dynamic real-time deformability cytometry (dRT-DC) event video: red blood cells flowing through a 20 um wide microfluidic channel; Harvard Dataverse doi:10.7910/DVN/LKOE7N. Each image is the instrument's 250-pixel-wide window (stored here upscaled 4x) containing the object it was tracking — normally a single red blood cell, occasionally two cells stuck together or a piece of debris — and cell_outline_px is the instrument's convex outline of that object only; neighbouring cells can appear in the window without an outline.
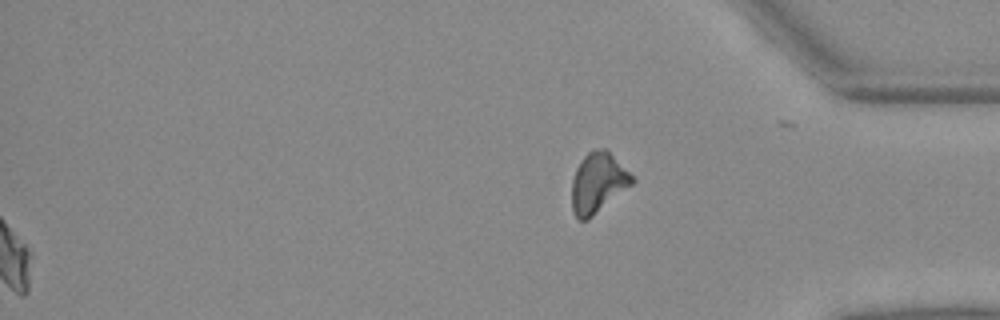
{"species": "Egyptian fruit bat (a non-hibernating species)", "species_latin": "Rousettus aegyptiacus", "temperature_condition": "warm", "stored_images_in_passage": 51, "segment_of_instrument_passage": [2, 2], "camera_frame_rate_fps": 3000, "um_per_image_px": 0.085, "animal": {"sex": "female"}, "frame": {"image": 1, "passage_image": 51, "time_ms": 16.667, "image_size_px": [1000, 320], "cell_outline_px": [[636, 180], [632, 184], [588, 220], [580, 220], [572, 212], [572, 180], [576, 168], [580, 160], [588, 152], [596, 148], [608, 148]], "centroid_in_image_um": [50.82, 15.51], "position_along_channel_um": 384.4, "area_um2": 21.21}}